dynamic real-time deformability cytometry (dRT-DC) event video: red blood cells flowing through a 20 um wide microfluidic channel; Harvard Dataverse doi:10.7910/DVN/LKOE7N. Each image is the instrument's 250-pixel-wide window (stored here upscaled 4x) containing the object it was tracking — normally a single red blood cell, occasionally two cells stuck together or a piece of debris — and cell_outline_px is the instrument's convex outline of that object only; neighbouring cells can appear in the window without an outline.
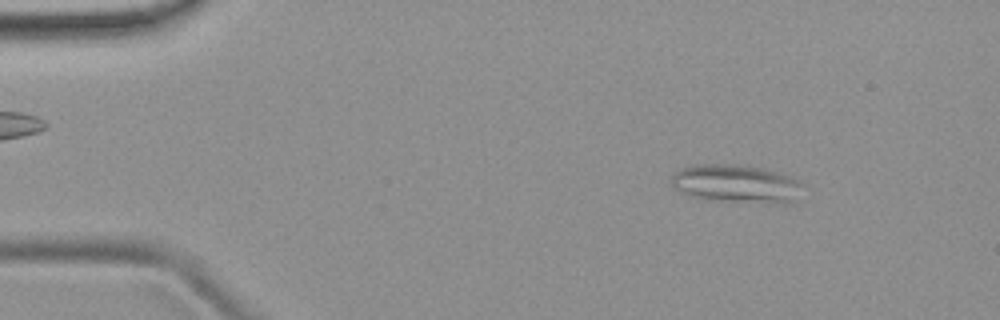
{"species": "common noctule bat (a hibernating species)", "species_latin": "Nyctalus noctula", "temperature_condition": "room temperature", "stored_images_in_passage": 49, "segment_of_instrument_passage": [1, 2], "camera_frame_rate_fps": 3000, "um_per_image_px": 0.085, "animal": {"sex": "female", "body_mass_g": 19.9}, "frame": {"image": 1, "passage_image": 5, "time_ms": 1.333, "image_size_px": [1000, 320], "cell_outline_px": [[804, 184], [788, 204], [720, 200], [696, 196], [680, 192], [672, 184], [672, 176], [680, 168], [700, 164], [736, 164], [764, 168], [800, 180]], "centroid_in_image_um": [62.59, 15.59], "position_along_channel_um": 22.4, "area_um2": 28.61}}